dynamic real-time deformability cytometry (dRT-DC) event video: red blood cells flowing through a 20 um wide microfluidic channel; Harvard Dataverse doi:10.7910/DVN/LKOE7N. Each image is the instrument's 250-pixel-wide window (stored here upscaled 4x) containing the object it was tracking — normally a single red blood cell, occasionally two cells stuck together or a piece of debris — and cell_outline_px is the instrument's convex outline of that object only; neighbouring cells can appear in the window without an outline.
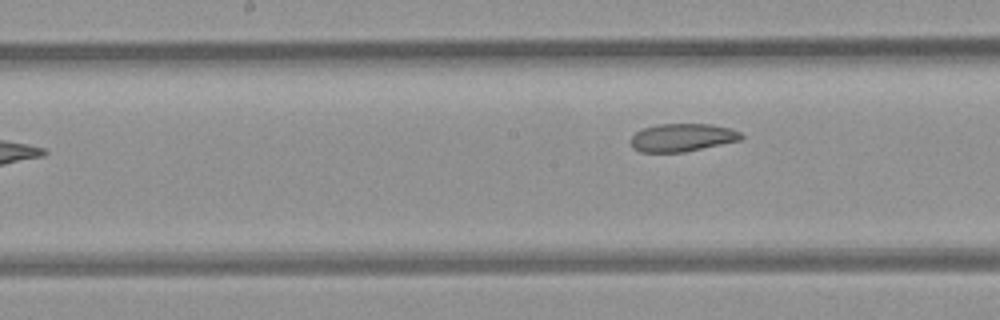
{"species": "common noctule bat (a hibernating species)", "species_latin": "Nyctalus noctula", "temperature_condition": "room temperature", "stored_images_in_passage": 9, "camera_frame_rate_fps": 3000, "um_per_image_px": 0.085, "animal": {"sex": "female", "body_mass_g": 21.9}, "frame": {"image": 1, "passage_image": 9, "time_ms": 9.333, "image_size_px": [1000, 320], "cell_outline_px": [[744, 136], [740, 140], [684, 152], [640, 152], [632, 148], [628, 140], [636, 132], [644, 128], [660, 124], [712, 124], [732, 128], [740, 132]], "centroid_in_image_um": [57.97, 11.69], "position_along_channel_um": 190.2, "area_um2": 18.09}}